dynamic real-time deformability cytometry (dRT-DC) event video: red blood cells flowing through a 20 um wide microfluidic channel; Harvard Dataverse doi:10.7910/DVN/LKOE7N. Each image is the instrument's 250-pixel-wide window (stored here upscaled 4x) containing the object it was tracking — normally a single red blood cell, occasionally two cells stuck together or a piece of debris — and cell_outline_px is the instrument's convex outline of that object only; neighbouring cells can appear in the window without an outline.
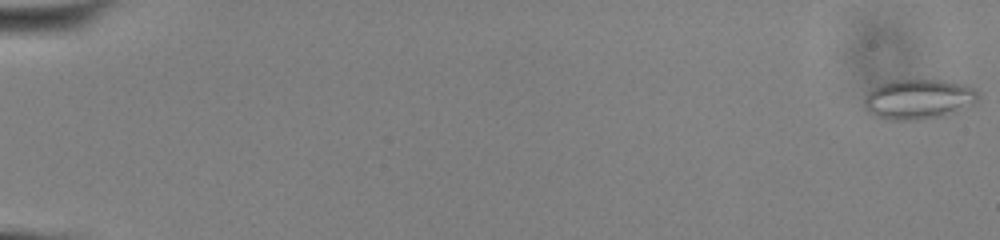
{"species": "common noctule bat (a hibernating species)", "species_latin": "Nyctalus noctula", "temperature_condition": "cold", "stored_images_in_passage": 55, "camera_frame_rate_fps": 3000, "um_per_image_px": 0.085, "animal": {"sex": "male", "body_mass_g": 13.0, "forearm_length_mm": 53.1}, "frame": {"image": 1, "passage_image": 1, "time_ms": 0.0, "image_size_px": [1000, 240], "cell_outline_px": [[980, 96], [976, 104], [956, 112], [944, 116], [924, 120], [884, 120], [876, 116], [864, 108], [864, 96], [872, 88], [884, 80], [944, 80], [968, 84], [976, 88], [980, 92]], "centroid_in_image_um": [78.12, 8.42], "position_along_channel_um": 6.9, "area_um2": 27.57}}
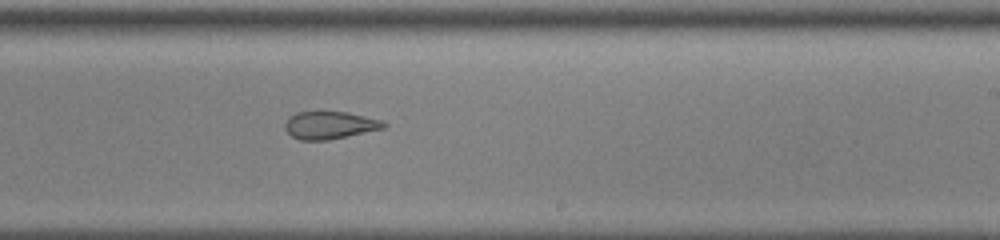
{"frame": {"image": 2, "passage_image": 35, "time_ms": 11.333, "image_size_px": [1000, 240], "cell_outline_px": [[388, 124], [384, 128], [328, 140], [300, 140], [292, 136], [284, 128], [284, 124], [288, 116], [296, 112], [348, 112], [384, 120]], "centroid_in_image_um": [28.03, 10.63], "position_along_channel_um": 261.0, "area_um2": 15.95}}
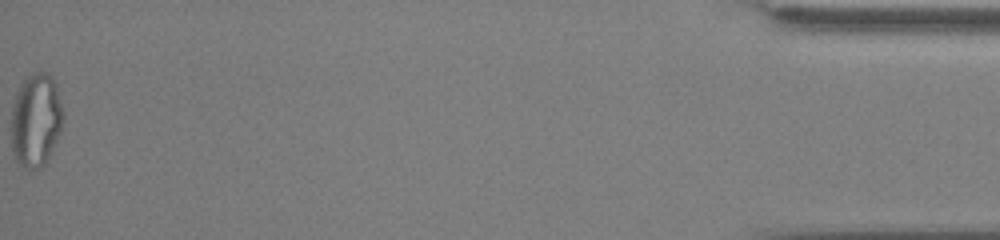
{"frame": {"image": 3, "passage_image": 55, "time_ms": 18.0, "image_size_px": [1000, 240], "cell_outline_px": [[64, 116], [60, 132], [44, 164], [40, 168], [28, 172], [16, 160], [12, 148], [12, 108], [16, 92], [20, 84], [32, 72], [40, 68], [56, 84], [64, 112]], "centroid_in_image_um": [3.05, 10.2], "position_along_channel_um": 432.2, "area_um2": 28.38}, "authors_computed_cell_mechanics": {"area_um2": 21.964, "velocity_mm_per_s": 3.905, "shape_relaxation_time_tau1_ms": null, "shape_relaxation_time_tau2_ms": 2.026, "deformation_change_tau1": null, "deformation_change_tau2": 0.0977}}